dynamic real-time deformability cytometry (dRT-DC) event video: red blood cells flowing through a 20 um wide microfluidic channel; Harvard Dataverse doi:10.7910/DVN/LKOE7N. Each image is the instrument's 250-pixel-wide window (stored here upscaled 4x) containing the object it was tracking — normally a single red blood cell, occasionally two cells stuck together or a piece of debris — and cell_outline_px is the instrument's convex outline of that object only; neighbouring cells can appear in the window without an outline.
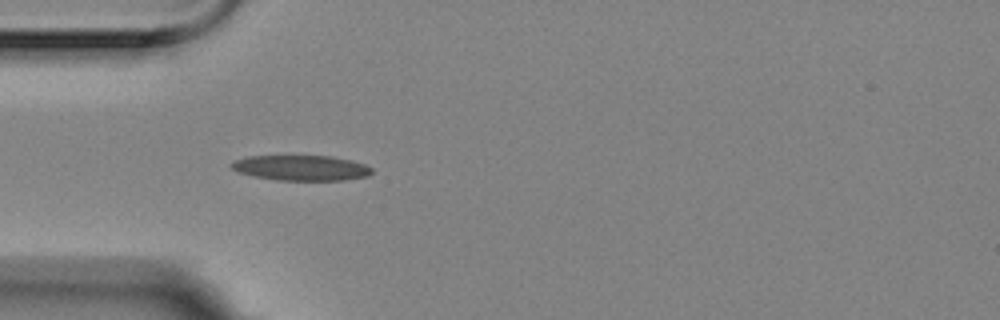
{"species": "Egyptian fruit bat (a non-hibernating species)", "species_latin": "Rousettus aegyptiacus", "temperature_condition": "room temperature", "stored_images_in_passage": 1, "camera_frame_rate_fps": 3000, "um_per_image_px": 0.085, "animal": {"sex": "female"}, "frame": {"image": 1, "passage_image": 1, "time_ms": 0.0, "image_size_px": [1000, 320], "cell_outline_px": [[372, 172], [368, 176], [344, 180], [276, 180], [252, 176], [236, 172], [228, 164], [232, 160], [248, 156], [332, 156], [352, 160], [364, 164], [372, 168]], "centroid_in_image_um": [25.55, 14.27], "position_along_channel_um": 59.5, "area_um2": 20.92}}